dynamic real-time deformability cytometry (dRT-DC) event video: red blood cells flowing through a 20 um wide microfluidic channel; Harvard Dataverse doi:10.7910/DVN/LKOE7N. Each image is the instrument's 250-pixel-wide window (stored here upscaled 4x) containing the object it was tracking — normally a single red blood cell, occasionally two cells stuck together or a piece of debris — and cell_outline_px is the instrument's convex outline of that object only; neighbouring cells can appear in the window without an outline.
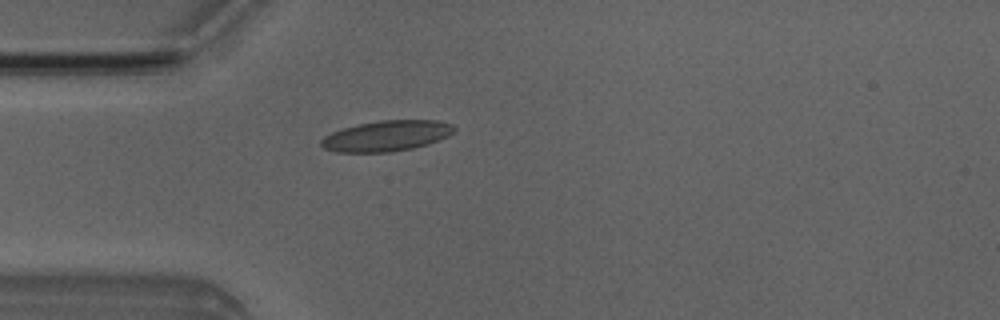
{"species": "Egyptian fruit bat (a non-hibernating species)", "species_latin": "Rousettus aegyptiacus", "temperature_condition": "room temperature", "stored_images_in_passage": 3, "camera_frame_rate_fps": 3000, "um_per_image_px": 0.085, "animal": {"sex": "male"}, "frame": {"image": 1, "passage_image": 3, "time_ms": 3.333, "image_size_px": [1000, 320], "cell_outline_px": [[456, 128], [448, 136], [428, 144], [412, 148], [392, 152], [336, 152], [324, 148], [320, 144], [320, 140], [324, 136], [332, 132], [344, 128], [360, 124], [380, 120], [436, 120], [452, 124]], "centroid_in_image_um": [32.85, 11.55], "position_along_channel_um": 52.1, "area_um2": 23.64}}